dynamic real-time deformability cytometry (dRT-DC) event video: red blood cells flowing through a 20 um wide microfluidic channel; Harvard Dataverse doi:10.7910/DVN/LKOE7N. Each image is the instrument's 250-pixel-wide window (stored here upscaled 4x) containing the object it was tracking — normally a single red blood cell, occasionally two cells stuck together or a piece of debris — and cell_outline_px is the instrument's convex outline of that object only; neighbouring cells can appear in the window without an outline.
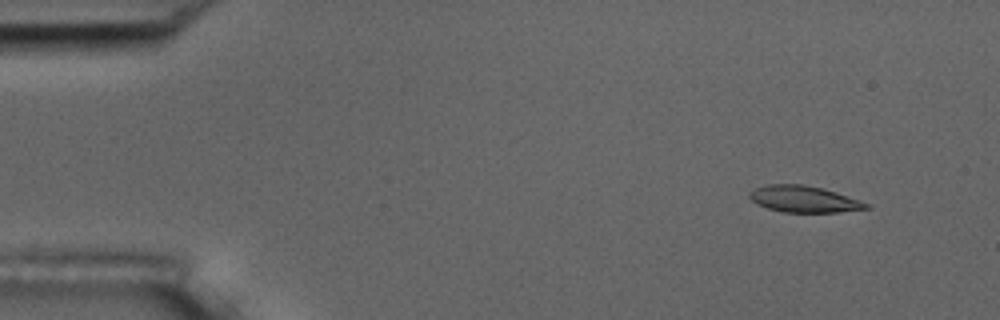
{"species": "common noctule bat (a hibernating species)", "species_latin": "Nyctalus noctula", "temperature_condition": "room temperature", "stored_images_in_passage": 15, "camera_frame_rate_fps": 3000, "um_per_image_px": 0.085, "animal": {"sex": "male", "body_mass_g": 17.5, "forearm_length_mm": 52.3}, "frame": {"image": 1, "passage_image": 6, "time_ms": 1.667, "image_size_px": [1000, 320], "cell_outline_px": [[860, 208], [828, 212], [796, 212], [776, 208], [764, 204], [800, 188], [812, 188], [828, 192], [840, 196], [848, 200]], "centroid_in_image_um": [68.99, 17.14], "position_along_channel_um": 16.0, "area_um2": 10.58}}